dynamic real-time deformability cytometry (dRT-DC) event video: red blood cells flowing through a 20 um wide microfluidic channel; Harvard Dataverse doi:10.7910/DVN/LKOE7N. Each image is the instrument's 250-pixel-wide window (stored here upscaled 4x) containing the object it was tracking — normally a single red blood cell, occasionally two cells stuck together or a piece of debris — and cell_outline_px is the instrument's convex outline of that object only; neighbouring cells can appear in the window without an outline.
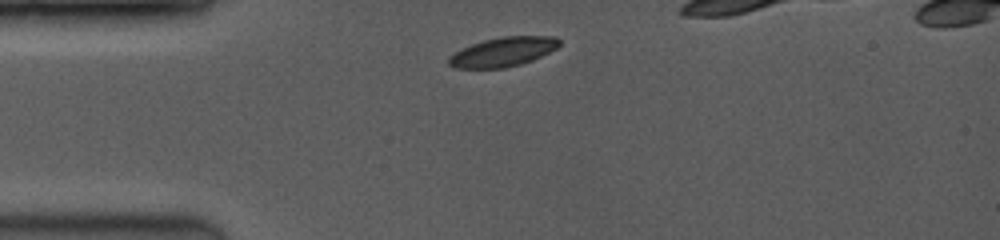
{"species": "common noctule bat (a hibernating species)", "species_latin": "Nyctalus noctula", "temperature_condition": "room temperature", "stored_images_in_passage": 3, "segment_of_instrument_passage": [1, 2], "camera_frame_rate_fps": 3500, "um_per_image_px": 0.085, "animal": {"sex": "female", "body_mass_g": 19.0, "forearm_length_mm": 53.3}, "frame": {"image": 1, "passage_image": 1, "time_ms": 0.0, "image_size_px": [1000, 240], "cell_outline_px": [[560, 44], [556, 48], [532, 60], [520, 64], [504, 68], [456, 68], [448, 64], [448, 56], [472, 44], [484, 40], [504, 36], [556, 36], [560, 40]], "centroid_in_image_um": [42.76, 4.41], "position_along_channel_um": 42.2, "area_um2": 18.67}}